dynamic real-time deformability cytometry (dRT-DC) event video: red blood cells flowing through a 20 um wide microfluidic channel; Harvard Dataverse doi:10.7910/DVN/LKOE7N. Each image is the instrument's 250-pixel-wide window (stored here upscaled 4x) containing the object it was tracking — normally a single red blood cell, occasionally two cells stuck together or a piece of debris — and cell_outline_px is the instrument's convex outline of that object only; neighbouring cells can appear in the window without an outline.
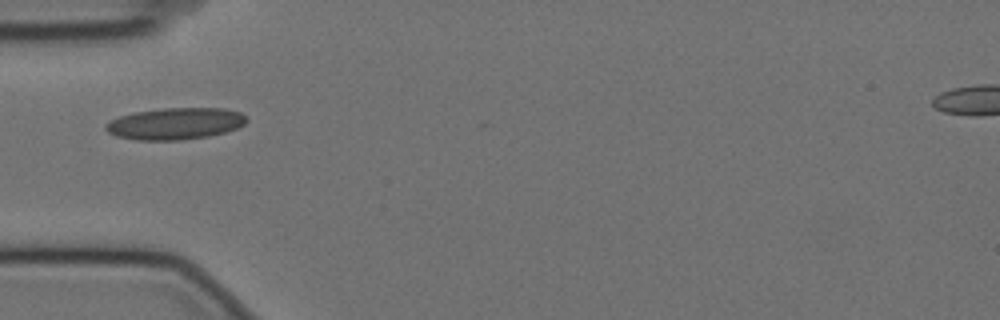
{"species": "Egyptian fruit bat (a non-hibernating species)", "species_latin": "Rousettus aegyptiacus", "temperature_condition": "cold", "stored_images_in_passage": 40, "camera_frame_rate_fps": 3000, "um_per_image_px": 0.085, "animal": {"sex": "female"}, "frame": {"image": 1, "passage_image": 1, "time_ms": 0.0, "image_size_px": [1000, 320], "cell_outline_px": [[248, 120], [244, 124], [236, 128], [224, 132], [208, 136], [180, 140], [136, 140], [116, 136], [108, 132], [104, 128], [104, 124], [108, 120], [120, 116], [136, 112], [164, 108], [224, 108], [240, 112]], "centroid_in_image_um": [14.86, 10.51], "position_along_channel_um": 70.1, "area_um2": 26.01}}
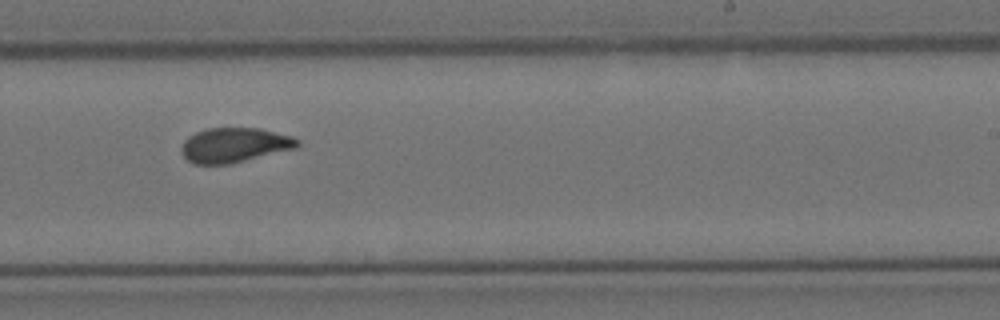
{"frame": {"image": 2, "passage_image": 18, "time_ms": 5.667, "image_size_px": [1000, 320], "cell_outline_px": [[300, 144], [296, 148], [228, 164], [192, 164], [184, 156], [180, 148], [184, 140], [188, 136], [196, 132], [208, 128], [260, 128], [292, 136], [300, 140]], "centroid_in_image_um": [19.92, 12.32], "position_along_channel_um": 269.1, "area_um2": 23.41}}
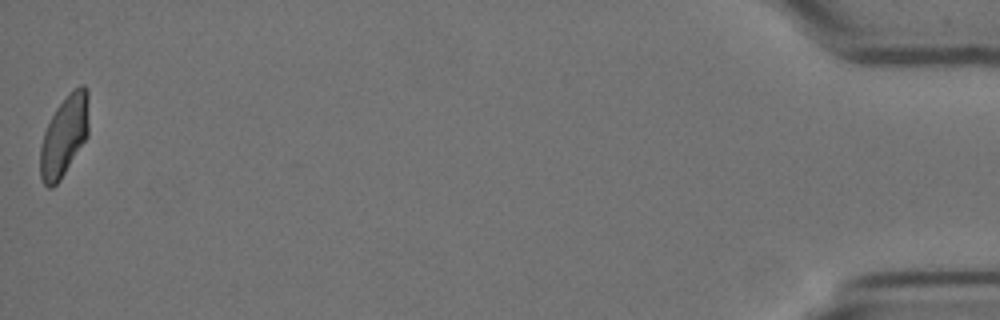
{"frame": {"image": 3, "passage_image": 40, "time_ms": 13.0, "image_size_px": [1000, 320], "cell_outline_px": [[88, 136], [60, 180], [52, 188], [48, 188], [44, 184], [40, 176], [40, 148], [44, 132], [56, 108], [68, 92], [80, 84], [84, 84], [88, 88]], "centroid_in_image_um": [5.47, 11.52], "position_along_channel_um": 429.7, "area_um2": 22.95}, "authors_computed_cell_mechanics": {"area_um2": 23.409, "velocity_mm_per_s": 3.5018, "shape_relaxation_time_tau1_ms": 7.2154, "shape_relaxation_time_tau2_ms": 1.0572, "deformation_change_tau1": 0.1766, "deformation_change_tau2": 0.0495}}